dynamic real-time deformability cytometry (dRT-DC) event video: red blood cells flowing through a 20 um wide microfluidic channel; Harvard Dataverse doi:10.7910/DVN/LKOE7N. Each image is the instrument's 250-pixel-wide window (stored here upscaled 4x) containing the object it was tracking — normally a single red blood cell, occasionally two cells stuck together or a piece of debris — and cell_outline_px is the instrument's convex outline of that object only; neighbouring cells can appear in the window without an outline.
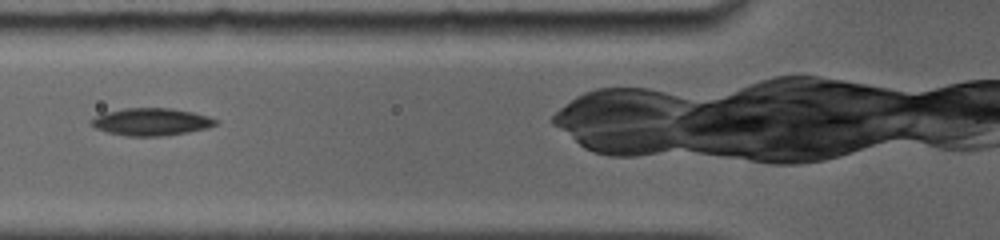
{"species": "common noctule bat (a hibernating species)", "species_latin": "Nyctalus noctula", "temperature_condition": "room temperature", "stored_images_in_passage": 10, "camera_frame_rate_fps": 5000, "um_per_image_px": 0.085, "animal": {"sex": "female", "body_mass_g": 19.0, "forearm_length_mm": 56.7}, "frame": {"image": 1, "passage_image": 2, "time_ms": 1.0, "image_size_px": [1000, 240], "cell_outline_px": [[216, 124], [208, 128], [188, 132], [164, 136], [128, 136], [108, 132], [96, 128], [88, 124], [88, 120], [104, 112], [124, 108], [172, 108], [192, 112], [208, 116], [216, 120]], "centroid_in_image_um": [12.81, 10.35], "position_along_channel_um": 113.0, "area_um2": 19.94}}
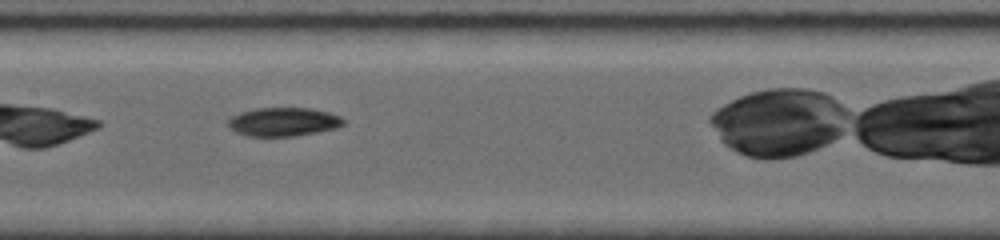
{"frame": {"image": 2, "passage_image": 4, "time_ms": 2.8, "image_size_px": [1000, 240], "cell_outline_px": [[344, 124], [336, 128], [296, 136], [244, 136], [236, 132], [228, 124], [228, 120], [232, 116], [240, 112], [256, 108], [308, 108], [328, 112], [340, 116], [344, 120]], "centroid_in_image_um": [24.08, 10.36], "position_along_channel_um": 183.3, "area_um2": 19.19}}